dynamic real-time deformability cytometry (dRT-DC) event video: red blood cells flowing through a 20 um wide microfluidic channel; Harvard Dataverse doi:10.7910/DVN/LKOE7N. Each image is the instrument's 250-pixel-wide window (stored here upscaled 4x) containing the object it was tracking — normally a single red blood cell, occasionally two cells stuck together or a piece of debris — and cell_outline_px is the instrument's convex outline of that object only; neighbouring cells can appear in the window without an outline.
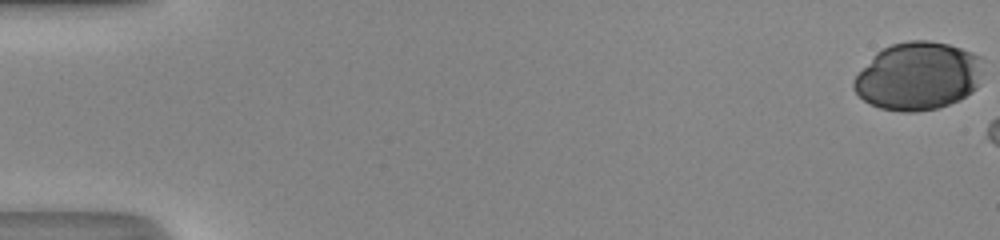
{"species": "human", "species_latin": "Homo sapiens", "temperature_condition": "room temperature", "stored_images_in_passage": 3, "camera_frame_rate_fps": 3000, "um_per_image_px": 0.085, "donor": {"sex": "male"}, "frame": {"image": 1, "passage_image": 1, "time_ms": 0.0, "image_size_px": [1000, 240], "cell_outline_px": [[980, 72], [976, 88], [972, 92], [960, 100], [936, 108], [916, 112], [900, 112], [880, 108], [864, 100], [852, 88], [852, 80], [876, 52], [892, 44], [908, 40], [928, 40], [948, 44], [972, 52], [980, 56]], "centroid_in_image_um": [78.0, 6.47], "position_along_channel_um": 7.0, "area_um2": 51.04}}